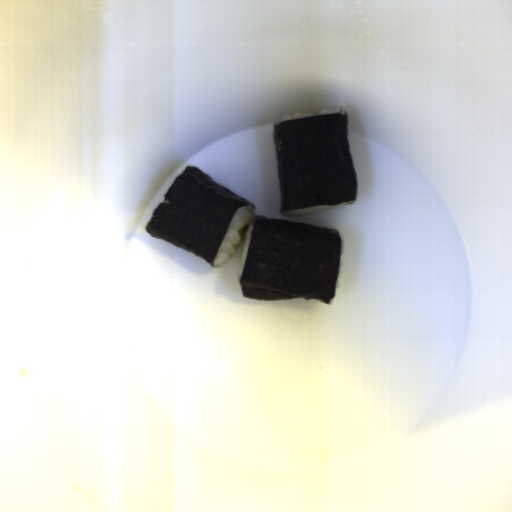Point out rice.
<instances>
[{
    "label": "rice",
    "instance_id": "652b925c",
    "mask_svg": "<svg viewBox=\"0 0 512 512\" xmlns=\"http://www.w3.org/2000/svg\"><path fill=\"white\" fill-rule=\"evenodd\" d=\"M255 217L256 206L254 204L238 208L235 211L223 241L215 256L213 265H211L214 268L226 265L235 255L241 242L244 241L237 273L239 283L248 254L253 232V221Z\"/></svg>",
    "mask_w": 512,
    "mask_h": 512
},
{
    "label": "rice",
    "instance_id": "023b6e5f",
    "mask_svg": "<svg viewBox=\"0 0 512 512\" xmlns=\"http://www.w3.org/2000/svg\"><path fill=\"white\" fill-rule=\"evenodd\" d=\"M352 204H355V200L354 201H350V202H346V203H342V204H337V205H317V206H312V207H308V208H303V209H298V210H290V211H286V212H280L281 215L283 217H295V216H299V215H304V214H308V213H313V212H318V211H322V210H327V209H332V208H335V207H339V206H350Z\"/></svg>",
    "mask_w": 512,
    "mask_h": 512
},
{
    "label": "rice",
    "instance_id": "8eca5e8b",
    "mask_svg": "<svg viewBox=\"0 0 512 512\" xmlns=\"http://www.w3.org/2000/svg\"><path fill=\"white\" fill-rule=\"evenodd\" d=\"M327 113H345L346 114V111H345L344 107H340L339 106V107H336V108H327L325 110H322L319 113H294L293 115H284L281 118L280 123L285 121V120L296 119V118L312 116V115H317V114H327Z\"/></svg>",
    "mask_w": 512,
    "mask_h": 512
}]
</instances>
